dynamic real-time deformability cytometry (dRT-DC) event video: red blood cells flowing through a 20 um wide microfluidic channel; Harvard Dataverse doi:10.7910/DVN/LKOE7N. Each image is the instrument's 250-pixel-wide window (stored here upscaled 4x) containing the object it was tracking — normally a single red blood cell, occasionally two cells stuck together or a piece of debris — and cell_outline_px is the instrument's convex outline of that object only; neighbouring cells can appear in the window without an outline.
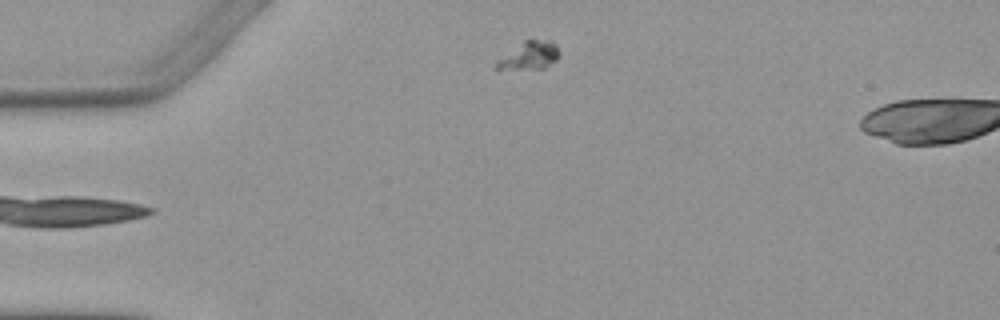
{"species": "Egyptian fruit bat (a non-hibernating species)", "species_latin": "Rousettus aegyptiacus", "temperature_condition": "warm", "stored_images_in_passage": 5, "segment_of_instrument_passage": [2, 2], "camera_frame_rate_fps": 3000, "um_per_image_px": 0.085, "animal": {"sex": "female"}, "frame": {"image": 1, "passage_image": 5, "time_ms": 4.667, "image_size_px": [1000, 320], "cell_outline_px": [[560, 56], [556, 60], [544, 68], [500, 72], [496, 72], [496, 60], [524, 40], [532, 36], [552, 40], [556, 44], [560, 52]], "centroid_in_image_um": [44.97, 4.72], "position_along_channel_um": 40.0, "area_um2": 11.16}}